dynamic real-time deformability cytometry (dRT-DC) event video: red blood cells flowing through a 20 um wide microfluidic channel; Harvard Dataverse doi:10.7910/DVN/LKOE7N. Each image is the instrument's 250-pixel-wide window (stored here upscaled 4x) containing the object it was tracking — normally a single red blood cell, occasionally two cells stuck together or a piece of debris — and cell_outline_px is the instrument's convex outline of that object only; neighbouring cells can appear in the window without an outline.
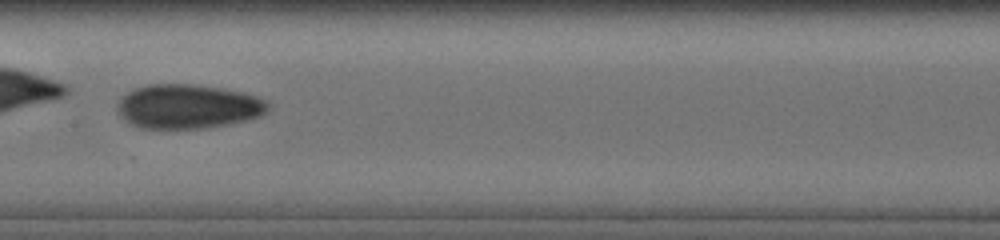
{"species": "human", "species_latin": "Homo sapiens", "temperature_condition": "cold", "stored_images_in_passage": 21, "camera_frame_rate_fps": 3000, "um_per_image_px": 0.085, "donor": {"sex": "male"}, "frame": {"image": 1, "passage_image": 7, "time_ms": 3.0, "image_size_px": [1000, 240], "cell_outline_px": [[268, 112], [260, 116], [248, 120], [208, 128], [140, 128], [124, 120], [120, 116], [120, 100], [128, 92], [136, 88], [148, 84], [192, 84], [220, 88], [244, 92], [268, 100]], "centroid_in_image_um": [16.04, 9.05], "position_along_channel_um": 191.4, "area_um2": 38.73}}
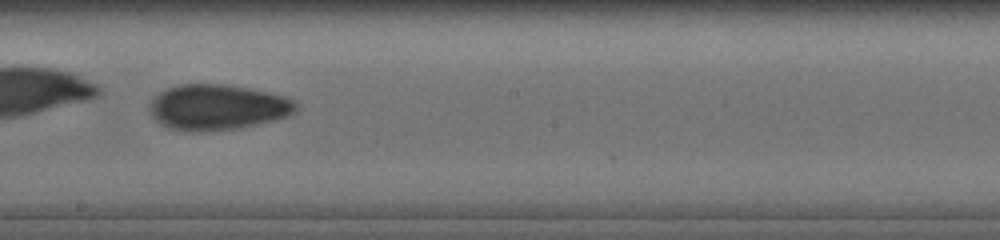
{"frame": {"image": 2, "passage_image": 10, "time_ms": 4.0, "image_size_px": [1000, 240], "cell_outline_px": [[300, 108], [296, 112], [288, 116], [240, 128], [200, 132], [172, 128], [160, 124], [152, 116], [148, 108], [152, 100], [160, 92], [168, 88], [180, 84], [228, 84], [268, 92], [284, 96], [296, 100], [300, 104]], "centroid_in_image_um": [18.53, 9.1], "position_along_channel_um": 229.7, "area_um2": 38.96}}
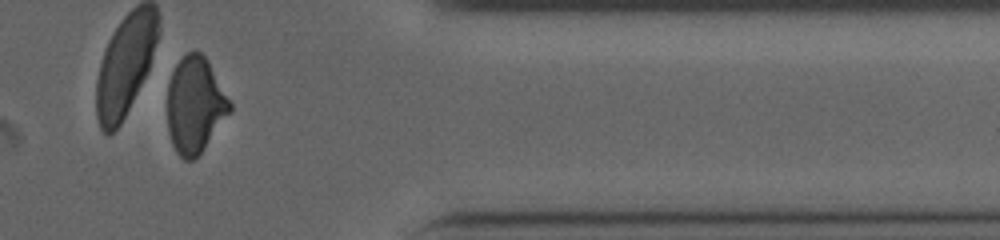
{"frame": {"image": 3, "passage_image": 21, "time_ms": 8.667, "image_size_px": [1000, 240], "cell_outline_px": [[232, 112], [204, 148], [192, 160], [184, 160], [176, 152], [172, 144], [168, 132], [168, 80], [176, 64], [188, 52], [200, 52], [208, 60], [232, 104]], "centroid_in_image_um": [16.59, 8.94], "position_along_channel_um": 394.8, "area_um2": 35.03}, "authors_computed_cell_mechanics": {"area_um2": 37.5122, "velocity_mm_per_s": 3.8412, "shape_relaxation_time_tau1_ms": null, "shape_relaxation_time_tau2_ms": 3.7822, "deformation_change_tau1": null, "deformation_change_tau2": 0.0849}}